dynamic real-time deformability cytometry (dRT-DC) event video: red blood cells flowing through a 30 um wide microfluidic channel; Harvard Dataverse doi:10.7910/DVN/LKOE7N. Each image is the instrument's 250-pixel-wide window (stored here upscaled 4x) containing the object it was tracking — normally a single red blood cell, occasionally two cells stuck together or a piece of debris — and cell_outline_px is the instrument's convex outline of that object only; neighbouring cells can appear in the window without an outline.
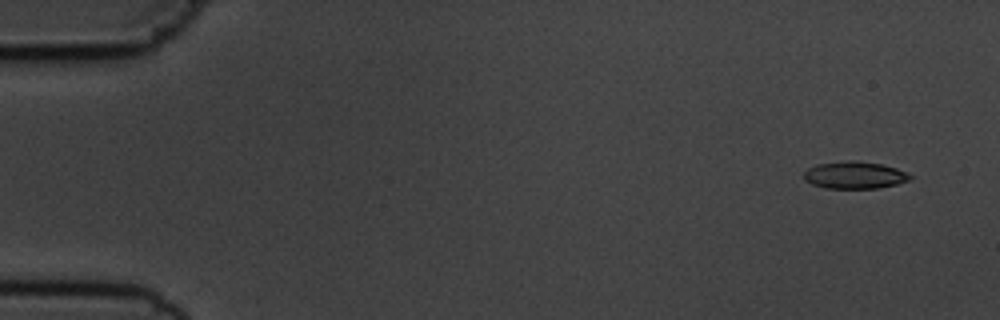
{"species": "common noctule bat (a hibernating species)", "species_latin": "Nyctalus noctula", "temperature_condition": "cold", "stored_images_in_passage": 3, "camera_frame_rate_fps": 3000, "um_per_image_px": 0.085, "animal": {"sex": "male", "body_mass_g": 19.5, "forearm_length_mm": 54.6}, "frame": {"image": 1, "passage_image": 3, "time_ms": 2.333, "image_size_px": [1000, 320], "cell_outline_px": [[912, 180], [896, 184], [876, 188], [824, 188], [812, 184], [804, 180], [804, 172], [808, 168], [816, 164], [848, 160], [856, 160], [880, 164], [896, 168], [908, 172], [912, 176]], "centroid_in_image_um": [72.64, 14.88], "position_along_channel_um": 12.4, "area_um2": 16.94}}